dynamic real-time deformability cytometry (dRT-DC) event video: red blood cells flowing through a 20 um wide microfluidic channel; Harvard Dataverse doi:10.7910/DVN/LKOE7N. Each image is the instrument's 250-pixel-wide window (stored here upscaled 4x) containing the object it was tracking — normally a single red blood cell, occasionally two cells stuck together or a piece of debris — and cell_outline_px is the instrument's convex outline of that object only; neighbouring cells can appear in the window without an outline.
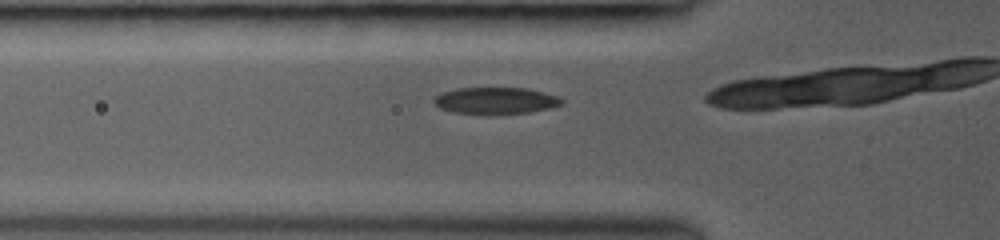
{"species": "common noctule bat (a hibernating species)", "species_latin": "Nyctalus noctula", "temperature_condition": "room temperature", "stored_images_in_passage": 7, "camera_frame_rate_fps": 3000, "um_per_image_px": 0.085, "animal": {"sex": "female", "body_mass_g": 19.0, "forearm_length_mm": 53.3}, "frame": {"image": 1, "passage_image": 6, "time_ms": 2.333, "image_size_px": [1000, 240], "cell_outline_px": [[564, 104], [548, 108], [528, 112], [492, 116], [484, 116], [452, 112], [440, 108], [432, 104], [432, 100], [436, 96], [444, 92], [456, 88], [528, 88], [560, 96], [564, 100]], "centroid_in_image_um": [42.12, 8.58], "position_along_channel_um": 83.7, "area_um2": 20.58}}